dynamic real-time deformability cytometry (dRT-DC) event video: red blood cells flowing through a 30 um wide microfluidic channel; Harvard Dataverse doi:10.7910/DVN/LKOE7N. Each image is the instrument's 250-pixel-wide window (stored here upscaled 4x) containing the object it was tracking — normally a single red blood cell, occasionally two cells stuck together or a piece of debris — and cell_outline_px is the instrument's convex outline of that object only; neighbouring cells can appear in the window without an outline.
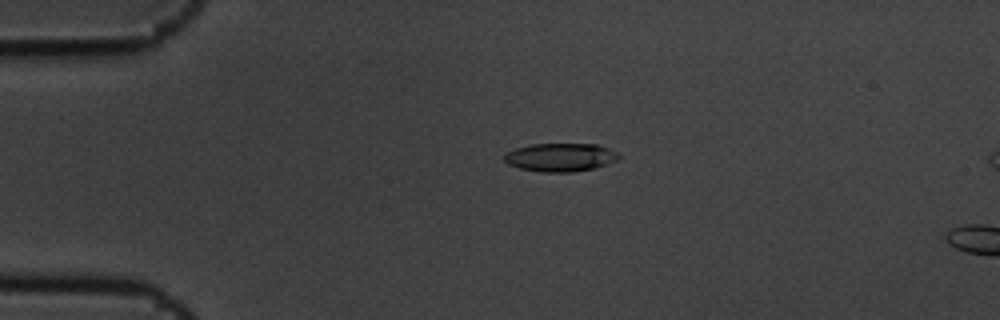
{"species": "common noctule bat (a hibernating species)", "species_latin": "Nyctalus noctula", "temperature_condition": "cold", "stored_images_in_passage": 5, "camera_frame_rate_fps": 3000, "um_per_image_px": 0.085, "animal": {"sex": "male", "body_mass_g": 19.5, "forearm_length_mm": 54.6}, "frame": {"image": 1, "passage_image": 3, "time_ms": 0.667, "image_size_px": [1000, 320], "cell_outline_px": [[620, 156], [616, 160], [596, 168], [572, 172], [544, 172], [520, 168], [508, 164], [504, 160], [504, 156], [508, 152], [516, 148], [532, 144], [596, 144], [608, 148], [616, 152]], "centroid_in_image_um": [47.64, 13.37], "position_along_channel_um": 37.4, "area_um2": 18.73}}